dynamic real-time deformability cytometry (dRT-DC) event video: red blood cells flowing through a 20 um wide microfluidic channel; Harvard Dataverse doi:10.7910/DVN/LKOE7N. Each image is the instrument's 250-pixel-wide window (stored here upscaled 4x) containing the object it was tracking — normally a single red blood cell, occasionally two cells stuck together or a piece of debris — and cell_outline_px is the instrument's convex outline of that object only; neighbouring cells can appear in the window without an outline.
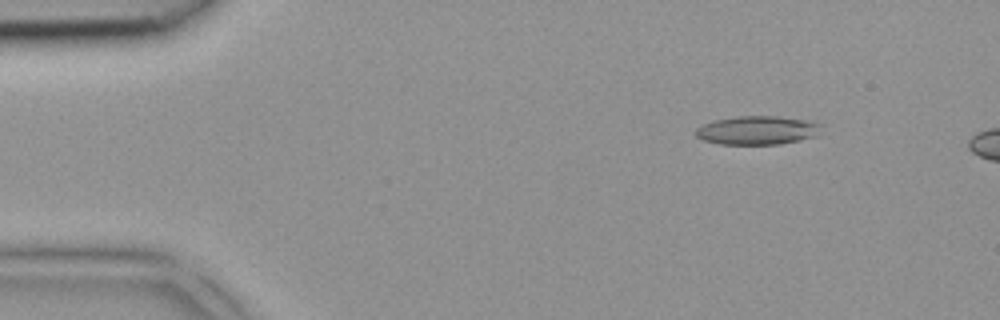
{"species": "common noctule bat (a hibernating species)", "species_latin": "Nyctalus noctula", "temperature_condition": "room temperature", "stored_images_in_passage": 5, "camera_frame_rate_fps": 3000, "um_per_image_px": 0.085, "animal": {"sex": "female", "body_mass_g": 18.4}, "frame": {"image": 1, "passage_image": 2, "time_ms": 0.333, "image_size_px": [1000, 320], "cell_outline_px": [[820, 124], [816, 136], [800, 140], [780, 144], [720, 144], [704, 140], [696, 136], [696, 128], [704, 124], [716, 120], [736, 116], [776, 116], [812, 120]], "centroid_in_image_um": [64.38, 11.07], "position_along_channel_um": 20.6, "area_um2": 20.87}}